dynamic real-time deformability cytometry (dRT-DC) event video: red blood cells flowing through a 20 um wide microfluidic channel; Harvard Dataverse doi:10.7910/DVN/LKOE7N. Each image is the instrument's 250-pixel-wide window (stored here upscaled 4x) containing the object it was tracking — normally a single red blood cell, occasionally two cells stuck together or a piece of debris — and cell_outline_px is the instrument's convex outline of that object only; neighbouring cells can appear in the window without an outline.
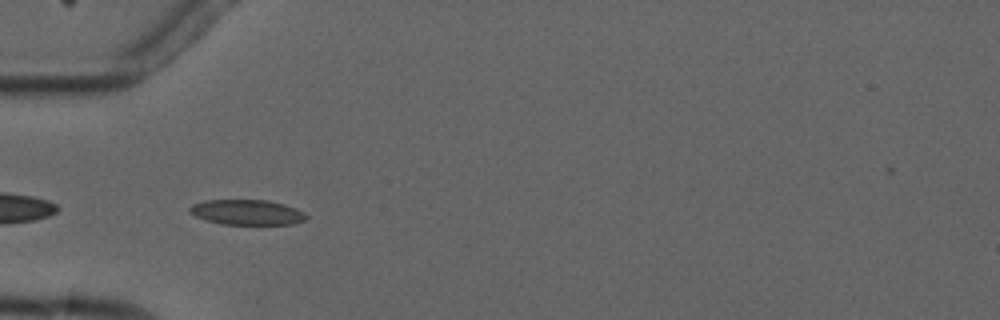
{"species": "common noctule bat (a hibernating species)", "species_latin": "Nyctalus noctula", "temperature_condition": "cold", "stored_images_in_passage": 12, "camera_frame_rate_fps": 3000, "um_per_image_px": 0.085, "animal": {"sex": "male", "forearm_length_mm": 52.5}, "frame": {"image": 1, "passage_image": 2, "time_ms": 1.0, "image_size_px": [1000, 320], "cell_outline_px": [[308, 216], [304, 220], [292, 224], [224, 224], [208, 220], [196, 216], [188, 212], [188, 208], [192, 204], [204, 200], [268, 200], [284, 204], [296, 208], [304, 212]], "centroid_in_image_um": [20.99, 18.03], "position_along_channel_um": 64.0, "area_um2": 17.05}}
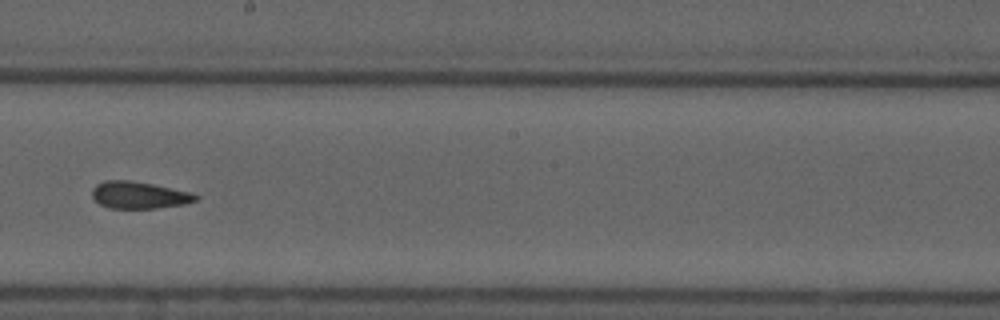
{"frame": {"image": 2, "passage_image": 6, "time_ms": 5.667, "image_size_px": [1000, 320], "cell_outline_px": [[200, 196], [196, 200], [184, 204], [156, 208], [112, 208], [100, 204], [92, 196], [92, 188], [96, 184], [104, 180], [132, 180], [192, 192]], "centroid_in_image_um": [11.82, 16.57], "position_along_channel_um": 236.4, "area_um2": 16.3}}
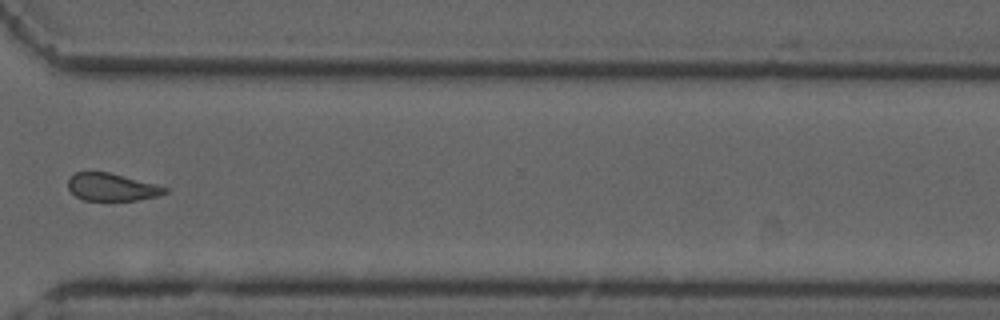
{"frame": {"image": 3, "passage_image": 9, "time_ms": 9.0, "image_size_px": [1000, 320], "cell_outline_px": [[168, 192], [160, 196], [136, 200], [84, 200], [76, 196], [68, 188], [68, 180], [76, 172], [108, 172], [156, 184], [168, 188]], "centroid_in_image_um": [9.53, 15.91], "position_along_channel_um": 361.1, "area_um2": 15.43}, "authors_computed_cell_mechanics": {"area_um2": 16.8487, "velocity_mm_per_s": 3.7481, "shape_relaxation_time_tau1_ms": 3.8584, "shape_relaxation_time_tau2_ms": 1.6495, "deformation_change_tau1": 0.0902, "deformation_change_tau2": 0.0732}}